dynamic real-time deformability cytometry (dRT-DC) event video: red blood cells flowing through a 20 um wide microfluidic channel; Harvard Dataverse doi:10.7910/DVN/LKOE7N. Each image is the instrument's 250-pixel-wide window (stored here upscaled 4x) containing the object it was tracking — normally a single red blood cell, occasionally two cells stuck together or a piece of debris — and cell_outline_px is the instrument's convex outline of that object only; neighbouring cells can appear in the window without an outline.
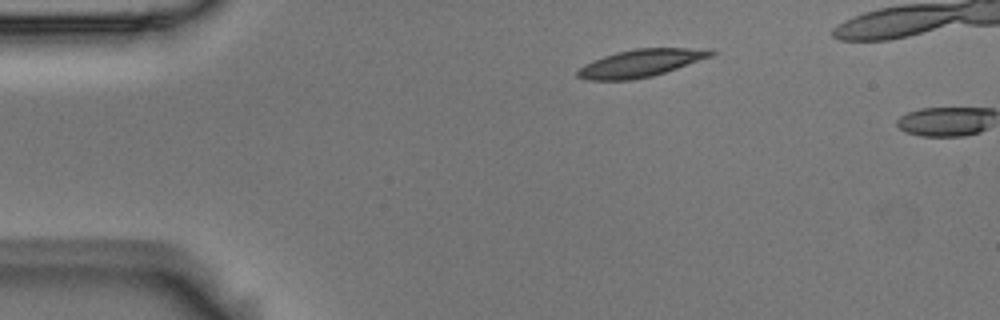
{"species": "Egyptian fruit bat (a non-hibernating species)", "species_latin": "Rousettus aegyptiacus", "temperature_condition": "room temperature", "stored_images_in_passage": 4, "camera_frame_rate_fps": 3000, "um_per_image_px": 0.085, "animal": {"sex": "male"}, "frame": {"image": 1, "passage_image": 4, "time_ms": 1.0, "image_size_px": [1000, 320], "cell_outline_px": [[716, 52], [712, 56], [652, 76], [632, 80], [588, 80], [576, 76], [576, 72], [584, 64], [592, 60], [616, 52], [636, 48], [712, 48]], "centroid_in_image_um": [54.46, 5.36], "position_along_channel_um": 30.5, "area_um2": 21.39}}